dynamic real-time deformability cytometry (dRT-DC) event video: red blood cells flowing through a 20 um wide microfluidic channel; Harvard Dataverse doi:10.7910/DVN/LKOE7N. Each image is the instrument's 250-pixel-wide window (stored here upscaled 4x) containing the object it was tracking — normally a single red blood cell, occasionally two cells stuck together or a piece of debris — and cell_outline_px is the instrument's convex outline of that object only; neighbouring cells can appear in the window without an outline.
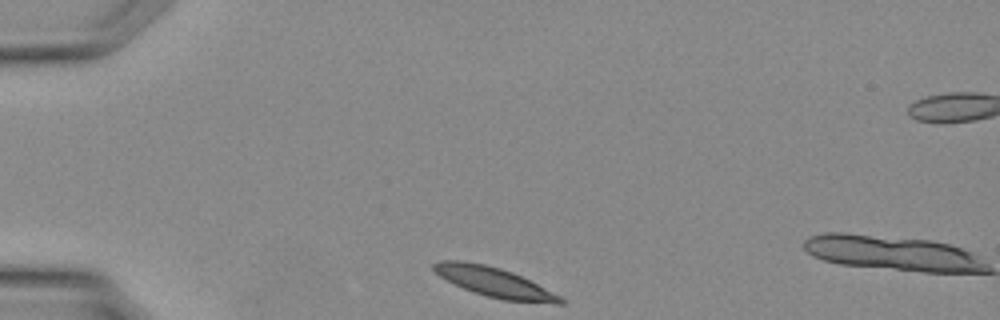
{"species": "Egyptian fruit bat (a non-hibernating species)", "species_latin": "Rousettus aegyptiacus", "temperature_condition": "warm", "stored_images_in_passage": 4, "camera_frame_rate_fps": 3000, "um_per_image_px": 0.085, "animal": {"sex": "female"}, "frame": {"image": 1, "passage_image": 1, "time_ms": 0.0, "image_size_px": [1000, 320], "cell_outline_px": [[564, 304], [556, 304], [504, 300], [472, 292], [440, 276], [432, 268], [432, 264], [440, 260], [460, 260], [484, 264], [500, 268], [512, 272], [560, 296], [564, 300]], "centroid_in_image_um": [42.0, 23.98], "position_along_channel_um": 43.0, "area_um2": 21.44}}